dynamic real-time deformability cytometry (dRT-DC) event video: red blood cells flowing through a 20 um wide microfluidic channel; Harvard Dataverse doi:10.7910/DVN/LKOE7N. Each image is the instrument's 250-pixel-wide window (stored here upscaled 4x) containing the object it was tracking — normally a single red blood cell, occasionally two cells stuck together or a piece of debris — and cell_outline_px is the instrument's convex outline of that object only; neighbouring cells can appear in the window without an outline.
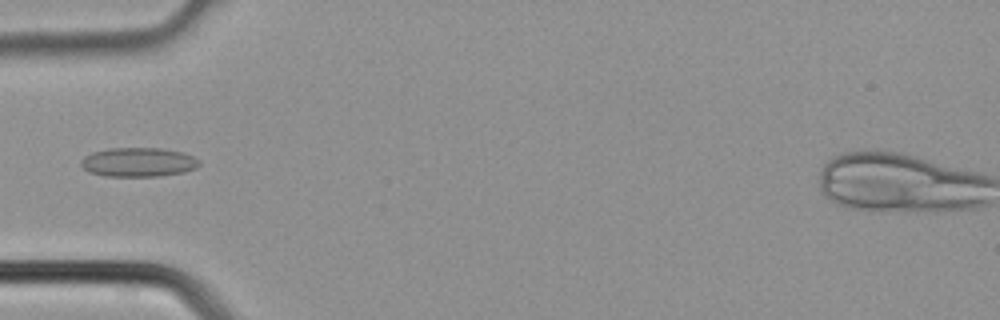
{"species": "common noctule bat (a hibernating species)", "species_latin": "Nyctalus noctula", "temperature_condition": "cold", "stored_images_in_passage": 5, "camera_frame_rate_fps": 3000, "um_per_image_px": 0.085, "animal": {"sex": "male", "body_mass_g": 21.5, "forearm_length_mm": 52.0}, "frame": {"image": 1, "passage_image": 4, "time_ms": 1.0, "image_size_px": [1000, 320], "cell_outline_px": [[200, 164], [196, 168], [184, 172], [160, 176], [104, 176], [88, 172], [80, 164], [80, 160], [84, 156], [92, 152], [108, 148], [160, 148], [184, 152], [200, 160]], "centroid_in_image_um": [11.75, 13.78], "position_along_channel_um": 73.2, "area_um2": 20.29}}